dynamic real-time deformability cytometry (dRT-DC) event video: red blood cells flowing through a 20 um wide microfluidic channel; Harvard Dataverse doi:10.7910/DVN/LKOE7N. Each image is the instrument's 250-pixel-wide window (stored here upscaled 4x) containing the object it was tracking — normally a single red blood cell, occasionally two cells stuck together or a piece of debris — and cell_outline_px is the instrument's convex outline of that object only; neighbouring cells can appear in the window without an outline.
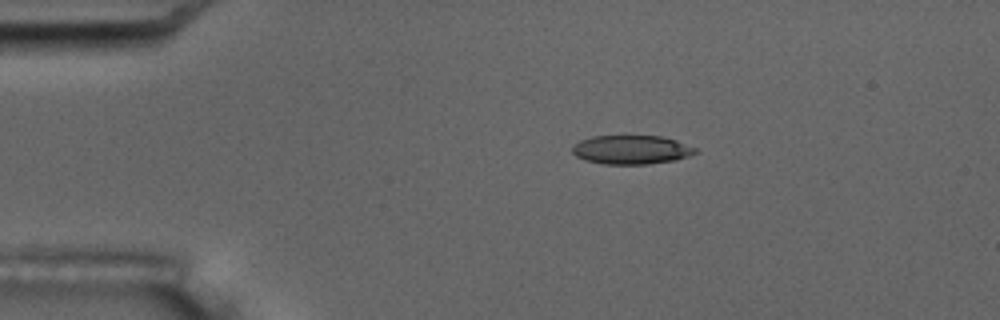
{"species": "common noctule bat (a hibernating species)", "species_latin": "Nyctalus noctula", "temperature_condition": "room temperature", "stored_images_in_passage": 6, "camera_frame_rate_fps": 3000, "um_per_image_px": 0.085, "animal": {"sex": "male", "body_mass_g": 17.5, "forearm_length_mm": 52.3}, "frame": {"image": 1, "passage_image": 2, "time_ms": 1.333, "image_size_px": [1000, 320], "cell_outline_px": [[700, 152], [676, 160], [648, 164], [604, 164], [584, 160], [576, 156], [572, 152], [572, 148], [580, 140], [592, 136], [660, 136], [676, 140], [696, 148]], "centroid_in_image_um": [53.68, 12.73], "position_along_channel_um": 31.3, "area_um2": 20.75}}
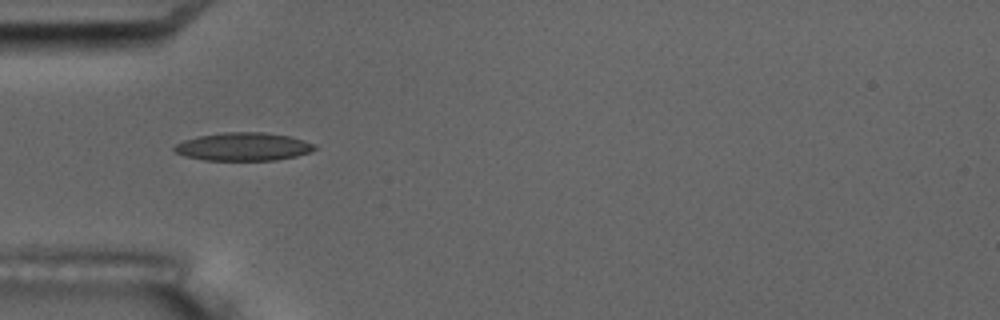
{"frame": {"image": 2, "passage_image": 4, "time_ms": 3.667, "image_size_px": [1000, 320], "cell_outline_px": [[316, 148], [308, 152], [296, 156], [276, 160], [204, 160], [184, 156], [176, 152], [172, 148], [176, 144], [184, 140], [196, 136], [224, 132], [264, 132], [288, 136], [304, 140], [316, 144]], "centroid_in_image_um": [20.66, 12.46], "position_along_channel_um": 64.3, "area_um2": 23.0}}